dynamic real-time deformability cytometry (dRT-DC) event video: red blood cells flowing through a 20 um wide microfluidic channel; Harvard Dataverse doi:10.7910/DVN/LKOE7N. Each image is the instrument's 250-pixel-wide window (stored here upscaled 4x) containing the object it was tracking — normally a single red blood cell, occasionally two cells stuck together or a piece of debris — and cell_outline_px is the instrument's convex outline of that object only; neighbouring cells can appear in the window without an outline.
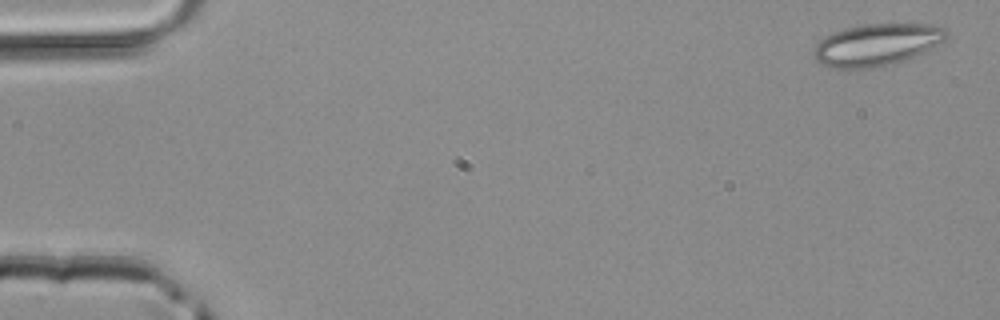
{"species": "common noctule bat (a hibernating species)", "species_latin": "Nyctalus noctula", "temperature_condition": "room temperature", "stored_images_in_passage": 46, "camera_frame_rate_fps": 3000, "um_per_image_px": 0.085, "animal": {"sex": "male", "body_mass_g": 20.4}, "frame": {"image": 1, "passage_image": 1, "time_ms": 0.0, "image_size_px": [1000, 320], "cell_outline_px": [[948, 36], [944, 40], [908, 60], [872, 68], [828, 68], [820, 64], [816, 60], [812, 52], [816, 44], [824, 36], [832, 32], [864, 24], [928, 24], [944, 28], [948, 32]], "centroid_in_image_um": [74.48, 3.81], "position_along_channel_um": 10.5, "area_um2": 32.48}}
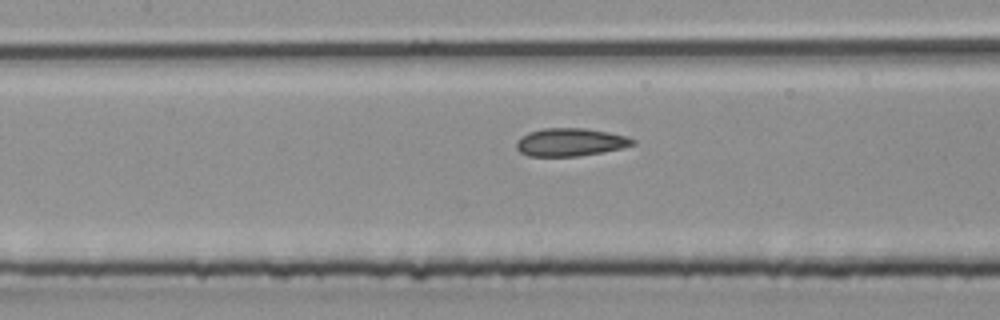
{"frame": {"image": 2, "passage_image": 21, "time_ms": 6.667, "image_size_px": [1000, 320], "cell_outline_px": [[636, 144], [620, 148], [580, 156], [528, 156], [520, 152], [516, 148], [516, 140], [528, 132], [544, 128], [584, 128], [608, 132], [628, 136], [636, 140]], "centroid_in_image_um": [48.47, 12.08], "position_along_channel_um": 158.9, "area_um2": 18.96}}
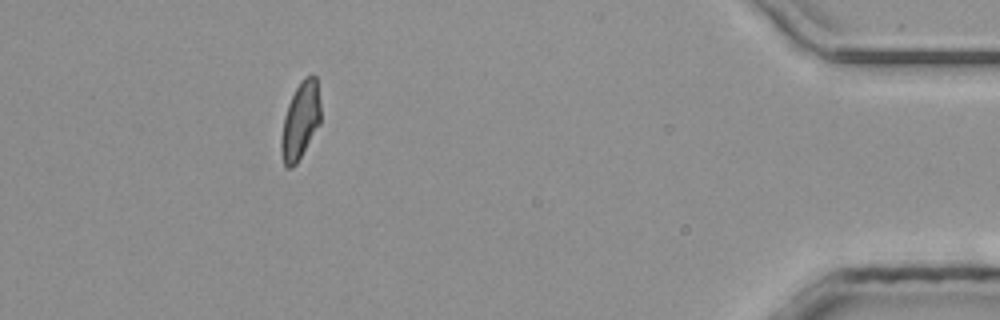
{"frame": {"image": 3, "passage_image": 42, "time_ms": 13.667, "image_size_px": [1000, 320], "cell_outline_px": [[320, 124], [296, 164], [292, 168], [284, 168], [280, 152], [280, 140], [284, 116], [288, 104], [300, 80], [304, 76], [312, 72], [316, 76], [320, 104]], "centroid_in_image_um": [25.52, 10.25], "position_along_channel_um": 409.7, "area_um2": 17.98}}